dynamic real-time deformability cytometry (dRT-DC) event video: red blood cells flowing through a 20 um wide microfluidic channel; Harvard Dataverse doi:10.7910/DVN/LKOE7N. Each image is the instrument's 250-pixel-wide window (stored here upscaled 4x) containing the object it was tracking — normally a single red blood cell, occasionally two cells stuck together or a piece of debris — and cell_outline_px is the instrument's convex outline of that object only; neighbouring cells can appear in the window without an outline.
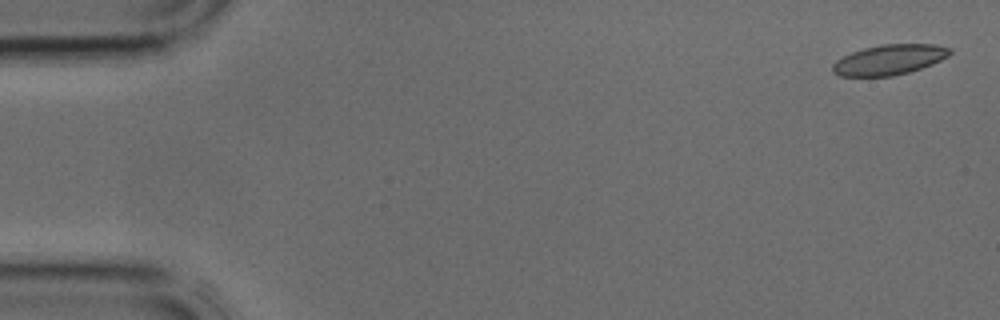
{"species": "common noctule bat (a hibernating species)", "species_latin": "Nyctalus noctula", "temperature_condition": "cold", "stored_images_in_passage": 4, "camera_frame_rate_fps": 3000, "um_per_image_px": 0.085, "animal": {"sex": "male", "body_mass_g": 17.9, "forearm_length_mm": 54.2}, "frame": {"image": 1, "passage_image": 2, "time_ms": 0.333, "image_size_px": [1000, 320], "cell_outline_px": [[952, 52], [948, 56], [932, 64], [908, 72], [892, 76], [840, 76], [832, 72], [832, 64], [836, 60], [852, 52], [864, 48], [880, 44], [936, 44], [952, 48]], "centroid_in_image_um": [75.59, 5.07], "position_along_channel_um": 9.4, "area_um2": 20.63}}